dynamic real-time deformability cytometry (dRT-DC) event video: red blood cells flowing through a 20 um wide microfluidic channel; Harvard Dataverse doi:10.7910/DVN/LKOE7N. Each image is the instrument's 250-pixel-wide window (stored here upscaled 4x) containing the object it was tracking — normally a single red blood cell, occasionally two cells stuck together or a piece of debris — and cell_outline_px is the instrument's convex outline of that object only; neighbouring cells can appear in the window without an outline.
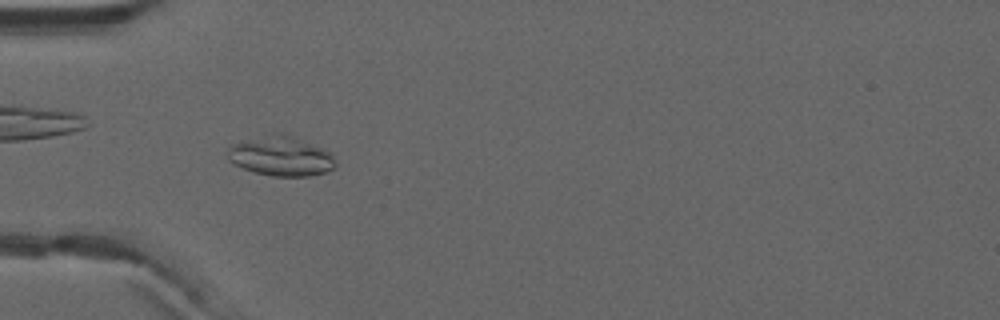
{"species": "common noctule bat (a hibernating species)", "species_latin": "Nyctalus noctula", "temperature_condition": "warm", "stored_images_in_passage": 53, "camera_frame_rate_fps": 3000, "um_per_image_px": 0.085, "animal": {"sex": "male", "forearm_length_mm": 52.5}, "frame": {"image": 1, "passage_image": 17, "time_ms": 5.333, "image_size_px": [1000, 320], "cell_outline_px": [[336, 168], [324, 172], [308, 176], [272, 176], [256, 172], [244, 168], [228, 160], [228, 148], [232, 144], [276, 132], [284, 132], [332, 152], [336, 160]], "centroid_in_image_um": [23.93, 13.26], "position_along_channel_um": 61.1, "area_um2": 24.97}}
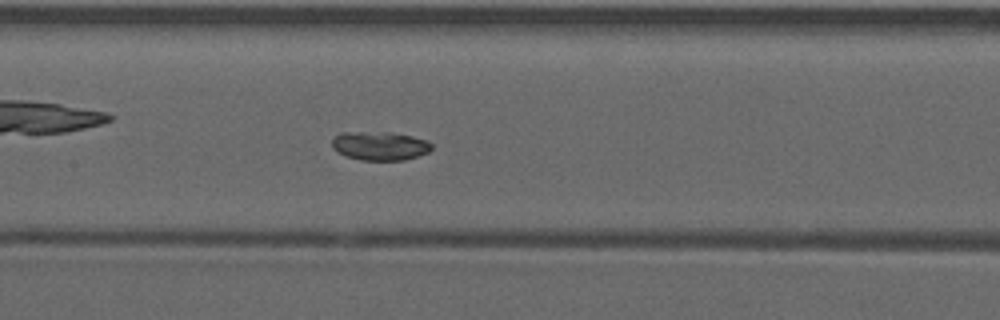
{"frame": {"image": 2, "passage_image": 26, "time_ms": 8.333, "image_size_px": [1000, 320], "cell_outline_px": [[432, 148], [428, 152], [404, 160], [360, 160], [344, 156], [336, 152], [332, 148], [332, 136], [340, 132], [392, 132], [412, 136], [428, 140], [432, 144]], "centroid_in_image_um": [32.24, 12.39], "position_along_channel_um": 175.2, "area_um2": 16.99}}
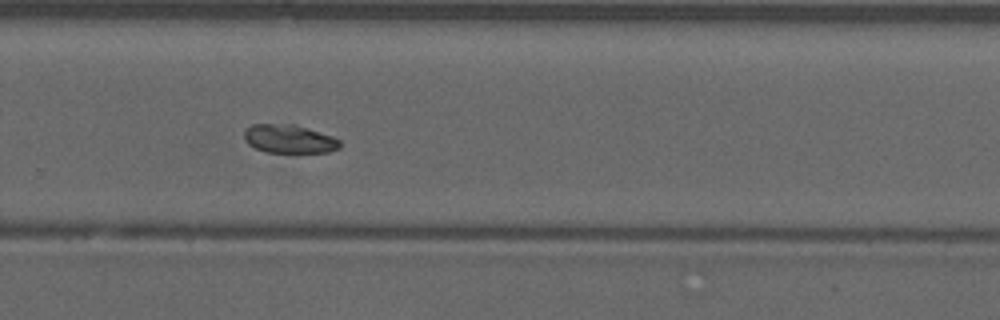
{"frame": {"image": 3, "passage_image": 36, "time_ms": 11.667, "image_size_px": [1000, 320], "cell_outline_px": [[340, 148], [328, 152], [264, 152], [248, 144], [244, 140], [244, 128], [252, 124], [296, 124], [332, 136], [340, 140]], "centroid_in_image_um": [24.55, 11.8], "position_along_channel_um": 305.2, "area_um2": 16.01}}